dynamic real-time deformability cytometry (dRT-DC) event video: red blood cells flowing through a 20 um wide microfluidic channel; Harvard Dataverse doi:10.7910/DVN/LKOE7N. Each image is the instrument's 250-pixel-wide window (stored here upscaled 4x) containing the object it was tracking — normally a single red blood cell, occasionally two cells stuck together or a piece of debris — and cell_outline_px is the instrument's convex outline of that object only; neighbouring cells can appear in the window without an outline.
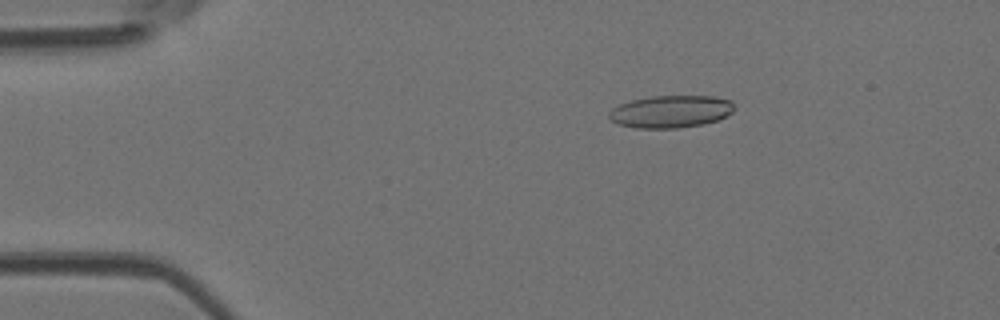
{"species": "Egyptian fruit bat (a non-hibernating species)", "species_latin": "Rousettus aegyptiacus", "temperature_condition": "room temperature", "stored_images_in_passage": 49, "camera_frame_rate_fps": 3000, "um_per_image_px": 0.085, "animal": {"sex": "female"}, "frame": {"image": 1, "passage_image": 9, "time_ms": 2.667, "image_size_px": [1000, 320], "cell_outline_px": [[736, 108], [732, 112], [716, 120], [704, 124], [676, 128], [636, 128], [616, 124], [608, 120], [608, 112], [612, 108], [620, 104], [632, 100], [652, 96], [712, 96], [732, 100]], "centroid_in_image_um": [56.98, 9.48], "position_along_channel_um": 28.0, "area_um2": 23.81}}
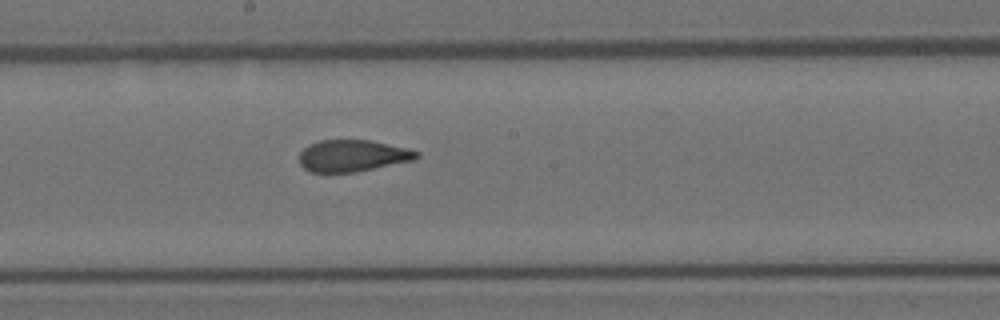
{"frame": {"image": 2, "passage_image": 27, "time_ms": 8.667, "image_size_px": [1000, 320], "cell_outline_px": [[420, 156], [416, 160], [356, 172], [312, 172], [304, 168], [300, 164], [300, 152], [308, 144], [320, 140], [372, 140], [408, 148], [420, 152]], "centroid_in_image_um": [30.01, 13.23], "position_along_channel_um": 218.2, "area_um2": 21.91}}
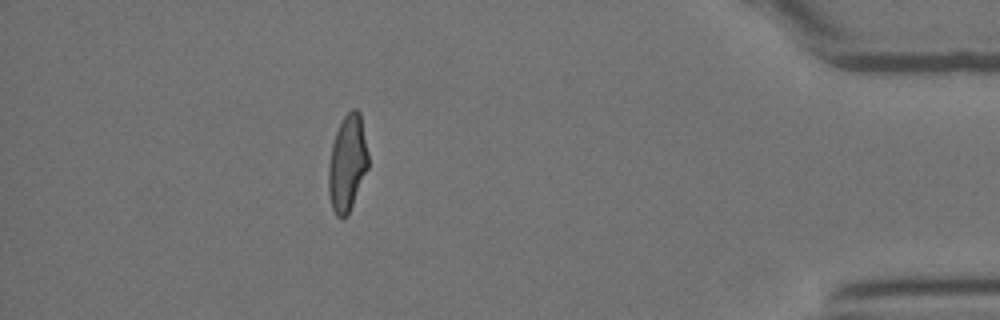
{"frame": {"image": 3, "passage_image": 44, "time_ms": 14.333, "image_size_px": [1000, 320], "cell_outline_px": [[368, 168], [348, 216], [344, 220], [340, 220], [336, 216], [332, 208], [328, 192], [328, 164], [332, 144], [336, 132], [344, 116], [352, 108], [356, 108], [360, 112], [368, 152]], "centroid_in_image_um": [29.52, 13.92], "position_along_channel_um": 405.7, "area_um2": 22.6}, "authors_computed_cell_mechanics": {"area_um2": 22.8888, "velocity_mm_per_s": 4.1642, "shape_relaxation_time_tau1_ms": 8.8582, "shape_relaxation_time_tau2_ms": 1.1598, "deformation_change_tau1": 0.2337, "deformation_change_tau2": 0.0817}}